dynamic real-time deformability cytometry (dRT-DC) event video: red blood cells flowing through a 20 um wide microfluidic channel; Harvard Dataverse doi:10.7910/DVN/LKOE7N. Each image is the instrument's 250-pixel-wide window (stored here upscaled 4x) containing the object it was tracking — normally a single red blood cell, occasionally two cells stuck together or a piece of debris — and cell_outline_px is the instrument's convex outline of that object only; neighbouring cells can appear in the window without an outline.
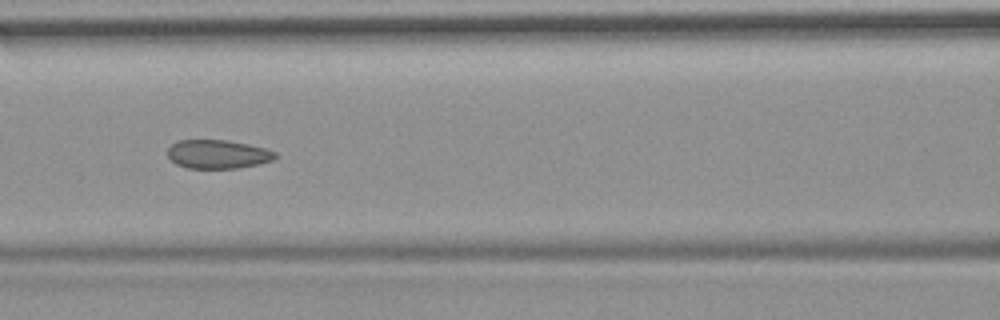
{"species": "common noctule bat (a hibernating species)", "species_latin": "Nyctalus noctula", "temperature_condition": "room temperature", "stored_images_in_passage": 53, "camera_frame_rate_fps": 3000, "um_per_image_px": 0.085, "animal": {"sex": "female", "body_mass_g": 19.9}, "frame": {"image": 1, "passage_image": 23, "time_ms": 7.333, "image_size_px": [1000, 320], "cell_outline_px": [[276, 156], [272, 160], [256, 164], [236, 168], [188, 168], [176, 164], [168, 156], [168, 148], [176, 140], [228, 140], [248, 144], [264, 148], [276, 152]], "centroid_in_image_um": [18.48, 13.1], "position_along_channel_um": 148.1, "area_um2": 17.86}, "authors_computed_cell_mechanics": {"area_um2": 19.4786, "velocity_mm_per_s": 3.6964, "shape_relaxation_time_tau1_ms": null, "shape_relaxation_time_tau2_ms": 1.7638, "deformation_change_tau1": null, "deformation_change_tau2": 0.0857}}